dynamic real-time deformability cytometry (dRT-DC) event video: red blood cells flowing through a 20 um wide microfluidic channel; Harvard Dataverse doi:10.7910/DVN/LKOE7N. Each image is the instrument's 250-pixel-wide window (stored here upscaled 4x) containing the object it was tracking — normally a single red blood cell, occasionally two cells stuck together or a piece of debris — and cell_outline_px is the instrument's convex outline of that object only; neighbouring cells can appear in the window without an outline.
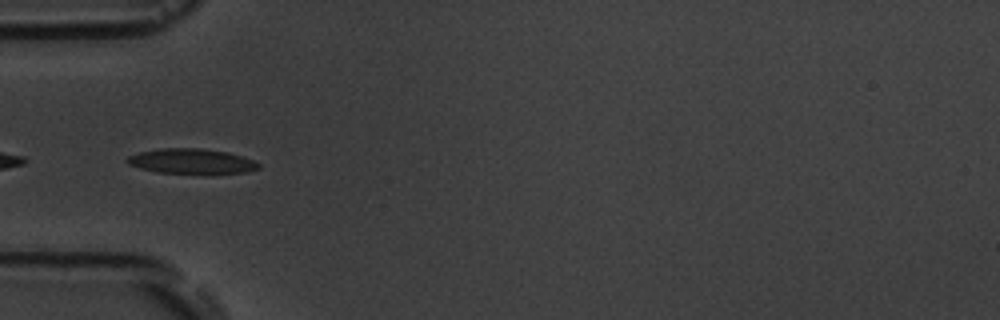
{"species": "common noctule bat (a hibernating species)", "species_latin": "Nyctalus noctula", "temperature_condition": "room temperature", "stored_images_in_passage": 2, "camera_frame_rate_fps": 3000, "um_per_image_px": 0.085, "animal": {"sex": "male", "body_mass_g": 19.5, "forearm_length_mm": 54.6}, "frame": {"image": 1, "passage_image": 1, "time_ms": 0.0, "image_size_px": [1000, 320], "cell_outline_px": [[260, 168], [248, 172], [156, 172], [140, 168], [128, 164], [124, 160], [128, 156], [140, 152], [160, 148], [200, 148], [228, 152], [252, 160], [260, 164]], "centroid_in_image_um": [16.23, 13.68], "position_along_channel_um": 68.8, "area_um2": 18.67}}
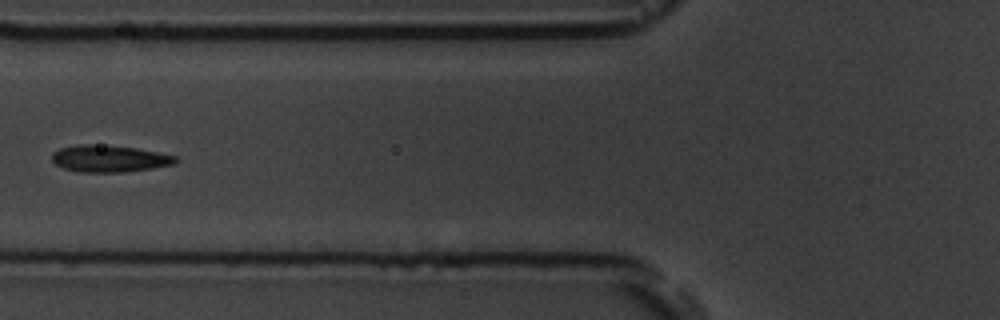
{"frame": {"image": 2, "passage_image": 2, "time_ms": 1.333, "image_size_px": [1000, 320], "cell_outline_px": [[176, 164], [152, 168], [120, 172], [80, 172], [64, 168], [56, 164], [52, 160], [52, 152], [60, 148], [76, 144], [92, 144], [136, 148], [176, 156]], "centroid_in_image_um": [9.26, 13.48], "position_along_channel_um": 116.5, "area_um2": 19.19}}